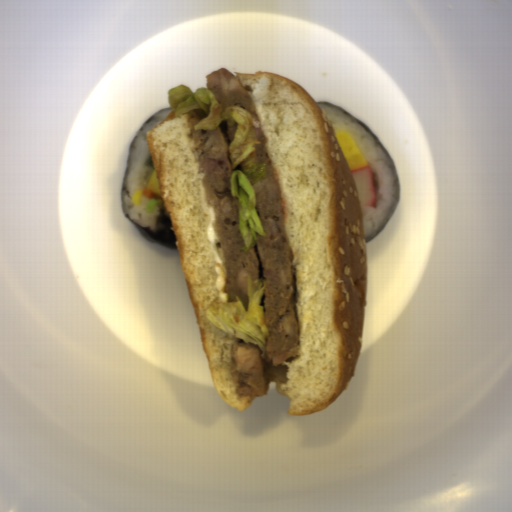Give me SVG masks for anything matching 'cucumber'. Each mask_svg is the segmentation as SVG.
I'll return each mask as SVG.
<instances>
[{"mask_svg": "<svg viewBox=\"0 0 512 512\" xmlns=\"http://www.w3.org/2000/svg\"><path fill=\"white\" fill-rule=\"evenodd\" d=\"M146 165L151 167V168H153L155 170L151 155L148 157Z\"/></svg>", "mask_w": 512, "mask_h": 512, "instance_id": "obj_2", "label": "cucumber"}, {"mask_svg": "<svg viewBox=\"0 0 512 512\" xmlns=\"http://www.w3.org/2000/svg\"><path fill=\"white\" fill-rule=\"evenodd\" d=\"M160 202L158 198L150 199L146 206V212L153 213L156 208L159 206Z\"/></svg>", "mask_w": 512, "mask_h": 512, "instance_id": "obj_1", "label": "cucumber"}]
</instances>
